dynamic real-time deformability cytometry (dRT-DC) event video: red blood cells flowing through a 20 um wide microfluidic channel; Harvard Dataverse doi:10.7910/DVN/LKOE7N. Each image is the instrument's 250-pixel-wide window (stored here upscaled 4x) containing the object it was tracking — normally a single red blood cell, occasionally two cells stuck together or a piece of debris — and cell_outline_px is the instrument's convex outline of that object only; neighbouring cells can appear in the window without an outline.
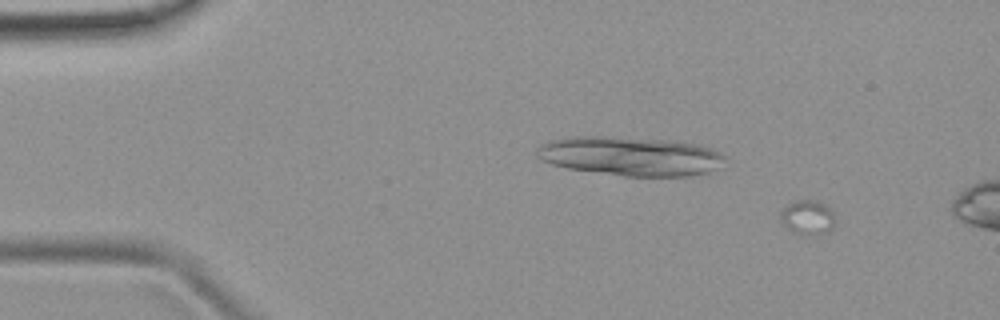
{"species": "common noctule bat (a hibernating species)", "species_latin": "Nyctalus noctula", "temperature_condition": "room temperature", "stored_images_in_passage": 12, "camera_frame_rate_fps": 3000, "um_per_image_px": 0.085, "animal": {"sex": "female", "body_mass_g": 19.9}, "frame": {"image": 1, "passage_image": 4, "time_ms": 1.0, "image_size_px": [1000, 320], "cell_outline_px": [[832, 228], [828, 232], [804, 236], [792, 232], [780, 220], [780, 212], [788, 204], [796, 200], [808, 200], [820, 204], [828, 208], [832, 212]], "centroid_in_image_um": [68.58, 18.51], "position_along_channel_um": 16.4, "area_um2": 10.58}}